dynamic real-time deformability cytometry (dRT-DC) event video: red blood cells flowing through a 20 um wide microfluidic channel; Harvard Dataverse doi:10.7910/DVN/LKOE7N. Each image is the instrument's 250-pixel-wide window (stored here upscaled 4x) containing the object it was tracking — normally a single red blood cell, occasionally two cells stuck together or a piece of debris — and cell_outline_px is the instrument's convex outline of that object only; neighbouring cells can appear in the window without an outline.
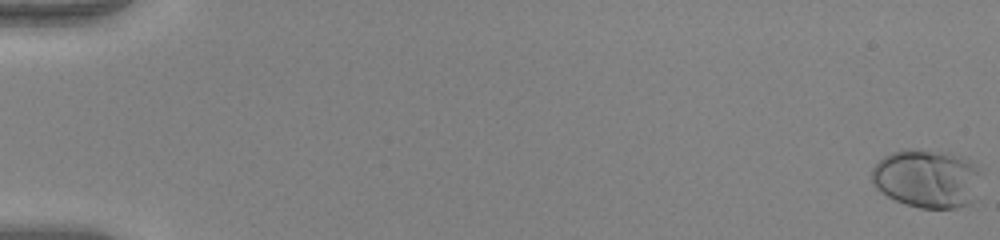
{"species": "human", "species_latin": "Homo sapiens", "temperature_condition": "warm", "stored_images_in_passage": 53, "camera_frame_rate_fps": 3000, "um_per_image_px": 0.085, "donor": {"sex": "female"}, "frame": {"image": 1, "passage_image": 1, "time_ms": 0.0, "image_size_px": [1000, 240], "cell_outline_px": [[976, 200], [972, 204], [956, 208], [920, 208], [904, 204], [888, 196], [876, 188], [872, 180], [872, 168], [884, 156], [892, 152], [904, 148], [912, 148], [948, 152], [964, 156], [976, 160]], "centroid_in_image_um": [78.79, 15.16], "position_along_channel_um": 6.2, "area_um2": 37.63}}
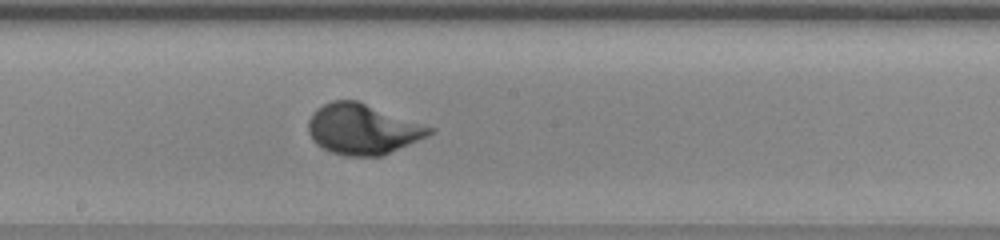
{"frame": {"image": 2, "passage_image": 31, "time_ms": 10.0, "image_size_px": [1000, 240], "cell_outline_px": [[436, 132], [428, 136], [384, 156], [348, 156], [332, 152], [316, 144], [308, 132], [308, 120], [312, 112], [316, 108], [332, 100], [356, 100], [436, 128]], "centroid_in_image_um": [30.85, 10.98], "position_along_channel_um": 217.3, "area_um2": 35.84}}
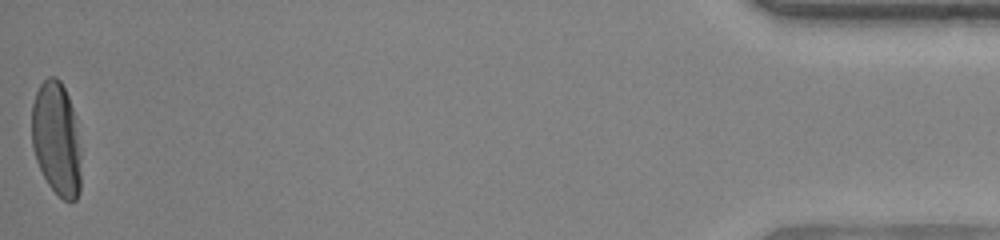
{"frame": {"image": 3, "passage_image": 53, "time_ms": 17.333, "image_size_px": [1000, 240], "cell_outline_px": [[80, 192], [76, 200], [64, 200], [48, 184], [36, 160], [32, 148], [32, 104], [36, 92], [40, 84], [48, 76], [56, 76], [60, 80], [68, 96], [72, 108], [80, 152]], "centroid_in_image_um": [4.78, 11.79], "position_along_channel_um": 430.4, "area_um2": 32.37}}